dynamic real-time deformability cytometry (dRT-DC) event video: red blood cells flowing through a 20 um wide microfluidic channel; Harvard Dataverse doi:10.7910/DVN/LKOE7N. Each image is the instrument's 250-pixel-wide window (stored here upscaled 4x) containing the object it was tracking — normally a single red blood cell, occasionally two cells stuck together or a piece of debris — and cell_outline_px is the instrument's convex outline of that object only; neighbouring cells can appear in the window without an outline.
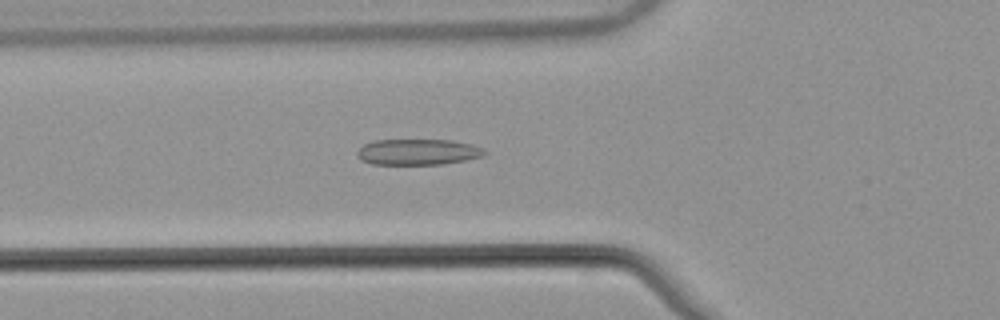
{"species": "common noctule bat (a hibernating species)", "species_latin": "Nyctalus noctula", "temperature_condition": "warm", "stored_images_in_passage": 55, "camera_frame_rate_fps": 3000, "um_per_image_px": 0.085, "animal": {"sex": "male", "body_mass_g": 21.5, "forearm_length_mm": 52.0}, "frame": {"image": 1, "passage_image": 20, "time_ms": 6.333, "image_size_px": [1000, 320], "cell_outline_px": [[488, 152], [484, 156], [444, 164], [372, 164], [360, 160], [356, 156], [356, 152], [364, 144], [376, 140], [448, 140], [472, 144]], "centroid_in_image_um": [35.49, 12.92], "position_along_channel_um": 90.3, "area_um2": 19.19}}
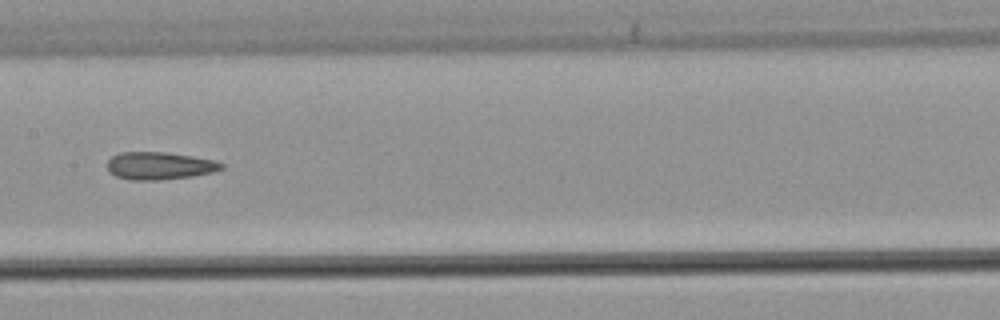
{"frame": {"image": 2, "passage_image": 28, "time_ms": 9.0, "image_size_px": [1000, 320], "cell_outline_px": [[224, 168], [212, 172], [192, 176], [160, 180], [128, 180], [116, 176], [108, 172], [108, 160], [112, 156], [120, 152], [164, 152], [192, 156], [212, 160], [224, 164]], "centroid_in_image_um": [13.52, 14.09], "position_along_channel_um": 193.9, "area_um2": 18.32}}
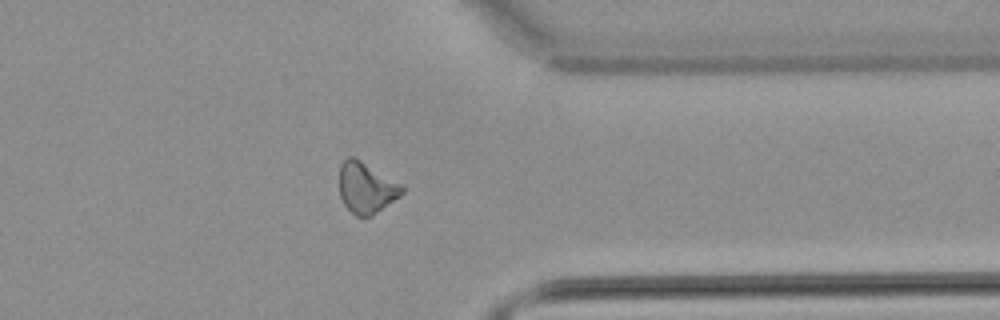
{"frame": {"image": 3, "passage_image": 43, "time_ms": 14.0, "image_size_px": [1000, 320], "cell_outline_px": [[404, 192], [400, 196], [372, 216], [356, 216], [344, 204], [340, 196], [340, 164], [348, 156], [352, 156], [360, 160], [404, 184]], "centroid_in_image_um": [31.16, 15.95], "position_along_channel_um": 380.2, "area_um2": 18.67}, "authors_computed_cell_mechanics": {"area_um2": 18.9584, "velocity_mm_per_s": 3.8688, "shape_relaxation_time_tau1_ms": null, "shape_relaxation_time_tau2_ms": 3.4258, "deformation_change_tau1": null, "deformation_change_tau2": 0.1229}}